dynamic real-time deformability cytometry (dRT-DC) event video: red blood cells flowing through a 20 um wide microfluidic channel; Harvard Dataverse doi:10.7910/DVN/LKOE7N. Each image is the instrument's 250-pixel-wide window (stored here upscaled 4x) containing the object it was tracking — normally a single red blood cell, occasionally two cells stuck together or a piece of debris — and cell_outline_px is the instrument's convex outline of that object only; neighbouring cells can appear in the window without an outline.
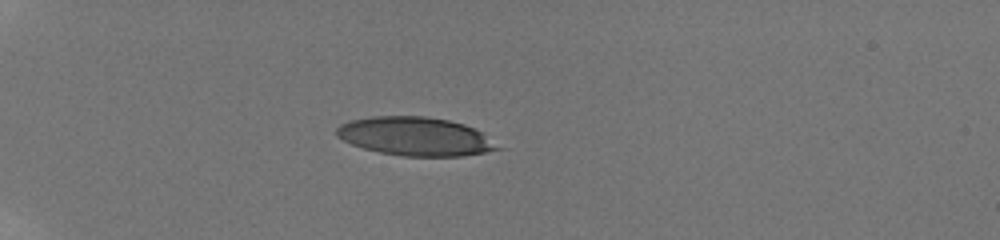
{"species": "human", "species_latin": "Homo sapiens", "temperature_condition": "room temperature", "stored_images_in_passage": 31, "camera_frame_rate_fps": 3000, "um_per_image_px": 0.085, "donor": {"sex": "male"}, "frame": {"image": 1, "passage_image": 1, "time_ms": 0.0, "image_size_px": [1000, 240], "cell_outline_px": [[504, 148], [464, 156], [404, 156], [380, 152], [364, 148], [352, 144], [336, 136], [336, 128], [340, 124], [352, 120], [372, 116], [424, 116], [448, 120], [464, 124], [480, 132]], "centroid_in_image_um": [35.29, 11.59], "position_along_channel_um": 49.7, "area_um2": 35.95}}
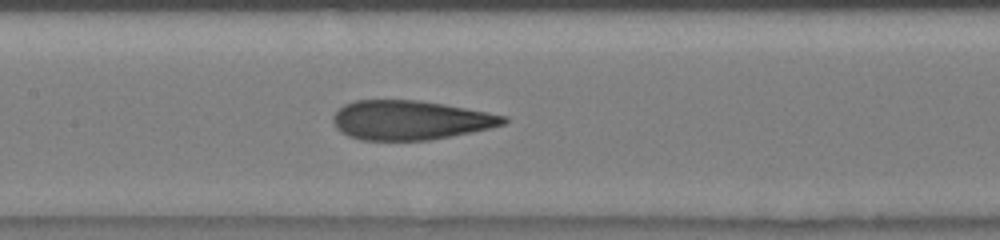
{"frame": {"image": 2, "passage_image": 15, "time_ms": 4.333, "image_size_px": [1000, 240], "cell_outline_px": [[508, 120], [504, 124], [472, 132], [428, 140], [360, 140], [348, 136], [340, 132], [336, 128], [332, 120], [332, 116], [344, 104], [356, 100], [416, 100], [444, 104], [508, 116]], "centroid_in_image_um": [34.84, 10.21], "position_along_channel_um": 172.6, "area_um2": 38.96}}
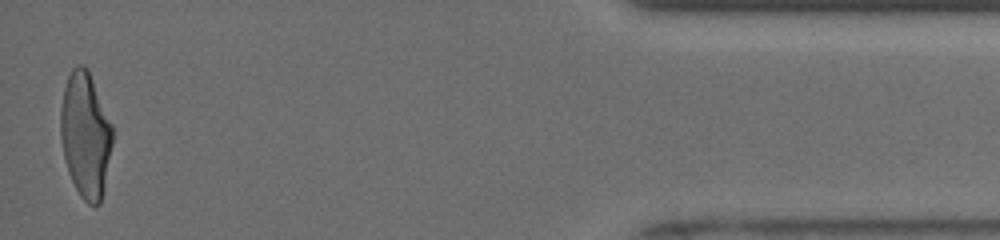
{"frame": {"image": 3, "passage_image": 31, "time_ms": 12.333, "image_size_px": [1000, 240], "cell_outline_px": [[112, 144], [104, 188], [100, 204], [96, 208], [88, 204], [80, 196], [68, 172], [64, 156], [60, 136], [60, 108], [64, 88], [68, 76], [72, 68], [76, 64], [84, 64], [88, 68], [112, 124]], "centroid_in_image_um": [7.26, 11.46], "position_along_channel_um": 427.9, "area_um2": 38.15}, "authors_computed_cell_mechanics": {"area_um2": 39.3618, "velocity_mm_per_s": 3.9461, "shape_relaxation_time_tau1_ms": 6.4357, "shape_relaxation_time_tau2_ms": 1.2989, "deformation_change_tau1": 0.2521, "deformation_change_tau2": 0.1116}}